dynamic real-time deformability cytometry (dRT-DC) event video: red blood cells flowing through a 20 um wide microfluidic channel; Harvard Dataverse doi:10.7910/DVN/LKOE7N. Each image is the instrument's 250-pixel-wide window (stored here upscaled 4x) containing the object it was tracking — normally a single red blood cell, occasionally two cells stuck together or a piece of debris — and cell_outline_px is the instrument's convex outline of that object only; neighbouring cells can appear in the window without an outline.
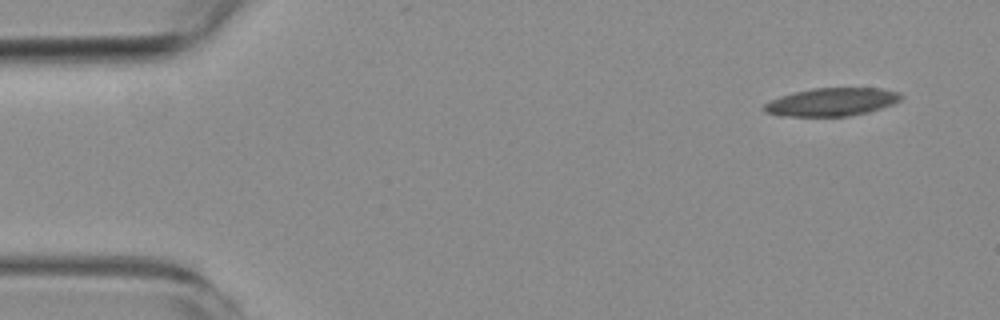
{"species": "common noctule bat (a hibernating species)", "species_latin": "Nyctalus noctula", "temperature_condition": "room temperature", "stored_images_in_passage": 10, "camera_frame_rate_fps": 3000, "um_per_image_px": 0.085, "animal": {"sex": "female", "body_mass_g": 19.3, "forearm_length_mm": 54.1}, "frame": {"image": 1, "passage_image": 1, "time_ms": 0.0, "image_size_px": [1000, 320], "cell_outline_px": [[904, 96], [900, 100], [892, 104], [868, 112], [848, 116], [780, 116], [764, 112], [764, 104], [780, 96], [792, 92], [812, 88], [880, 88], [900, 92]], "centroid_in_image_um": [70.69, 8.66], "position_along_channel_um": 14.3, "area_um2": 22.43}}
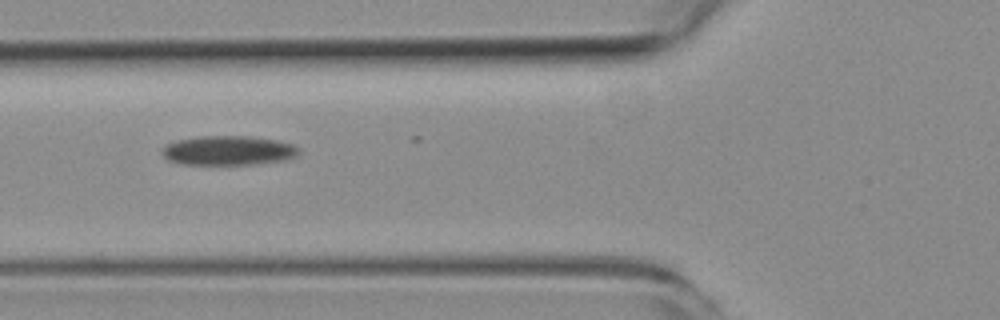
{"frame": {"image": 2, "passage_image": 6, "time_ms": 5.667, "image_size_px": [1000, 320], "cell_outline_px": [[300, 152], [296, 156], [288, 160], [256, 164], [184, 164], [168, 160], [164, 156], [164, 148], [168, 144], [176, 140], [200, 136], [252, 136], [276, 140], [292, 144], [300, 148]], "centroid_in_image_um": [19.48, 12.79], "position_along_channel_um": 106.3, "area_um2": 23.41}}
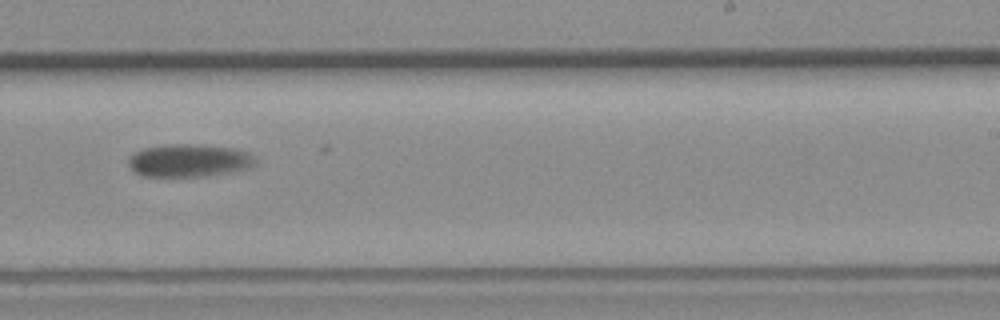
{"frame": {"image": 3, "passage_image": 10, "time_ms": 10.333, "image_size_px": [1000, 320], "cell_outline_px": [[256, 164], [248, 168], [208, 176], [144, 176], [136, 172], [128, 164], [128, 160], [136, 152], [144, 148], [164, 144], [200, 144], [232, 148], [248, 152], [256, 160]], "centroid_in_image_um": [16.08, 13.63], "position_along_channel_um": 272.9, "area_um2": 24.1}}